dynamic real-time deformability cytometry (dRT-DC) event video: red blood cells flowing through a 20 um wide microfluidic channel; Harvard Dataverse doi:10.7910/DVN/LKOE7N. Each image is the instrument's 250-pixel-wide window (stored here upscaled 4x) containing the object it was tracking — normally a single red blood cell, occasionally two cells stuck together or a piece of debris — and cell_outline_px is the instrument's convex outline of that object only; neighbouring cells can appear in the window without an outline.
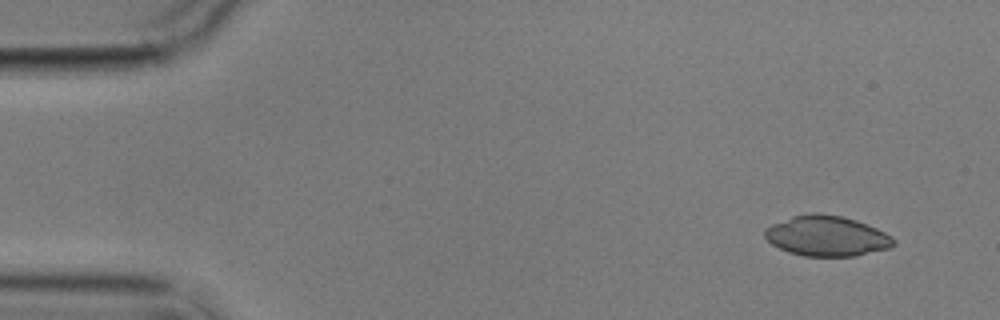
{"species": "common noctule bat (a hibernating species)", "species_latin": "Nyctalus noctula", "temperature_condition": "cold", "stored_images_in_passage": 5, "camera_frame_rate_fps": 3000, "um_per_image_px": 0.085, "animal": {"sex": "male", "body_mass_g": 17.9}, "frame": {"image": 1, "passage_image": 1, "time_ms": 0.0, "image_size_px": [1000, 320], "cell_outline_px": [[896, 244], [892, 248], [856, 256], [804, 256], [788, 252], [772, 244], [764, 236], [764, 228], [772, 224], [792, 216], [808, 212], [820, 212], [844, 216], [856, 220], [876, 228], [892, 236], [896, 240]], "centroid_in_image_um": [70.29, 20.05], "position_along_channel_um": 14.7, "area_um2": 30.69}}